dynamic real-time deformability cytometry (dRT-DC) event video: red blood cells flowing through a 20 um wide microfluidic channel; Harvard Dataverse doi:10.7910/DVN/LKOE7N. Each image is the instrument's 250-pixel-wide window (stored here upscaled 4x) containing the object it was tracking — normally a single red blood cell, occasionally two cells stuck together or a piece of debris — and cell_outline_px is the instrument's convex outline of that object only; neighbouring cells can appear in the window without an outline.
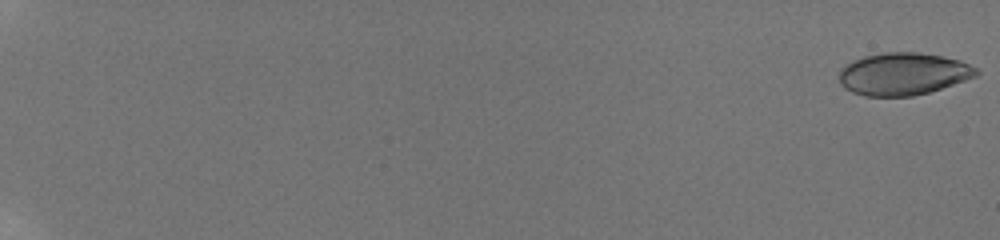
{"species": "human", "species_latin": "Homo sapiens", "temperature_condition": "room temperature", "stored_images_in_passage": 7, "camera_frame_rate_fps": 3000, "um_per_image_px": 0.085, "donor": {"sex": "male"}, "frame": {"image": 1, "passage_image": 1, "time_ms": 0.0, "image_size_px": [1000, 240], "cell_outline_px": [[980, 72], [976, 76], [928, 92], [912, 96], [864, 96], [852, 92], [844, 88], [840, 84], [840, 68], [852, 60], [864, 56], [884, 52], [916, 52], [940, 56], [960, 60], [976, 68]], "centroid_in_image_um": [76.73, 6.28], "position_along_channel_um": 8.3, "area_um2": 33.7}}